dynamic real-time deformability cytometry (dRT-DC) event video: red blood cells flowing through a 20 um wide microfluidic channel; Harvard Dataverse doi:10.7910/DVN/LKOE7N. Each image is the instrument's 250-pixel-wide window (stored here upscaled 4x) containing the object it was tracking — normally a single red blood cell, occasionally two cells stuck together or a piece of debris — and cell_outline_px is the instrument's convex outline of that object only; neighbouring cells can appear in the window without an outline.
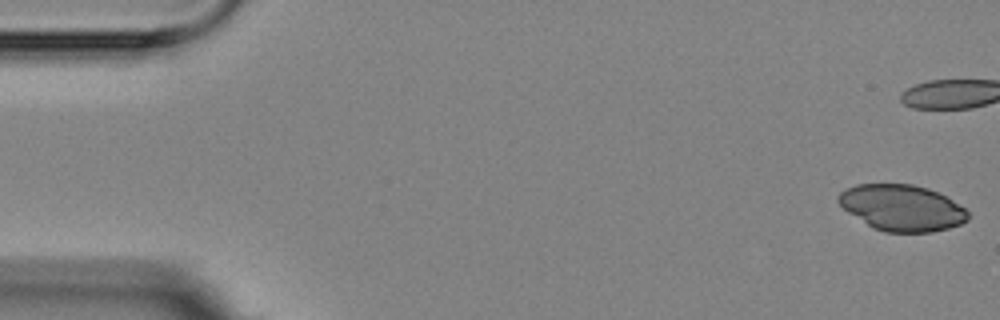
{"species": "Egyptian fruit bat (a non-hibernating species)", "species_latin": "Rousettus aegyptiacus", "temperature_condition": "room temperature", "stored_images_in_passage": 6, "camera_frame_rate_fps": 3000, "um_per_image_px": 0.085, "animal": {"sex": "female"}, "frame": {"image": 1, "passage_image": 1, "time_ms": 0.0, "image_size_px": [1000, 320], "cell_outline_px": [[968, 220], [960, 224], [948, 228], [932, 232], [884, 232], [872, 228], [848, 212], [836, 200], [840, 192], [856, 184], [912, 184], [928, 188], [952, 200], [964, 208], [968, 212]], "centroid_in_image_um": [76.64, 17.67], "position_along_channel_um": 8.4, "area_um2": 34.68}}